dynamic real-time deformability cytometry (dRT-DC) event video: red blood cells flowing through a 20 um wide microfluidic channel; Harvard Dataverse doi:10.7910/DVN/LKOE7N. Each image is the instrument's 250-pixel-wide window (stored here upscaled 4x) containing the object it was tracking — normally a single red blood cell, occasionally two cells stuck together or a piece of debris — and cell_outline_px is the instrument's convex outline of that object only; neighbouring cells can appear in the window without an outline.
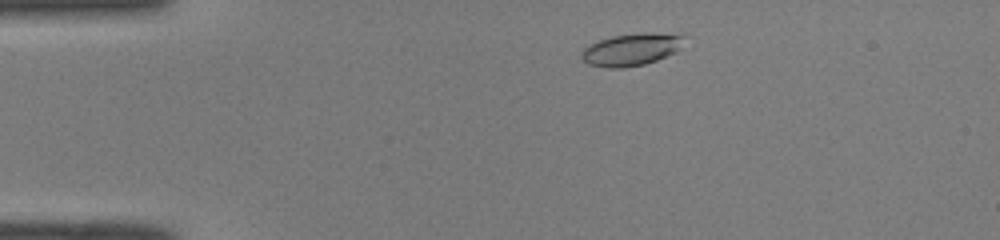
{"species": "common noctule bat (a hibernating species)", "species_latin": "Nyctalus noctula", "temperature_condition": "room temperature", "stored_images_in_passage": 42, "camera_frame_rate_fps": 3000, "um_per_image_px": 0.085, "animal": {"sex": "male", "body_mass_g": 19.0, "forearm_length_mm": 50.8}, "frame": {"image": 1, "passage_image": 2, "time_ms": 0.333, "image_size_px": [1000, 240], "cell_outline_px": [[688, 32], [680, 48], [676, 52], [656, 60], [644, 64], [624, 68], [608, 68], [588, 64], [580, 56], [580, 52], [588, 44], [612, 36], [640, 32]], "centroid_in_image_um": [53.74, 4.17], "position_along_channel_um": 31.3, "area_um2": 19.94}}
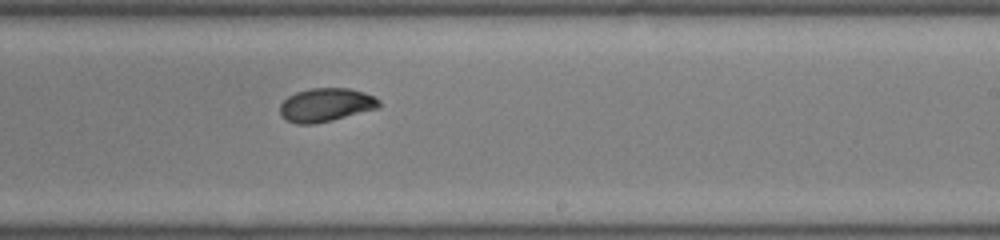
{"frame": {"image": 2, "passage_image": 23, "time_ms": 7.333, "image_size_px": [1000, 240], "cell_outline_px": [[380, 108], [332, 120], [312, 124], [296, 124], [280, 116], [280, 104], [288, 96], [296, 92], [312, 88], [348, 88], [364, 92], [380, 100]], "centroid_in_image_um": [27.7, 8.92], "position_along_channel_um": 261.3, "area_um2": 19.36}}
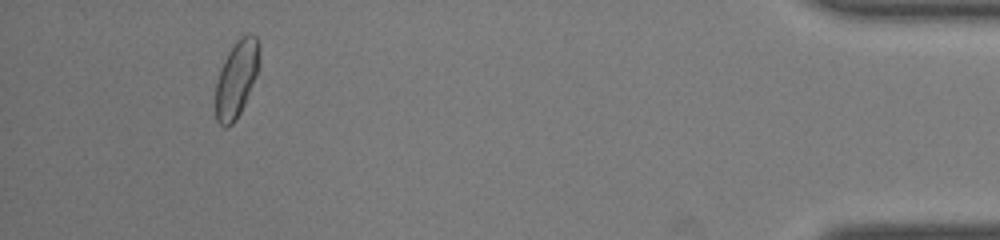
{"frame": {"image": 3, "passage_image": 39, "time_ms": 12.667, "image_size_px": [1000, 240], "cell_outline_px": [[260, 64], [244, 104], [236, 120], [232, 124], [224, 128], [216, 120], [216, 80], [220, 68], [228, 52], [236, 40], [240, 36], [248, 32], [256, 36], [260, 48]], "centroid_in_image_um": [20.1, 6.65], "position_along_channel_um": 415.1, "area_um2": 19.65}, "authors_computed_cell_mechanics": {"area_um2": 19.363, "velocity_mm_per_s": 4.0624, "shape_relaxation_time_tau1_ms": 7.0861, "shape_relaxation_time_tau2_ms": 2.0231, "deformation_change_tau1": 0.1726, "deformation_change_tau2": 0.0509}}